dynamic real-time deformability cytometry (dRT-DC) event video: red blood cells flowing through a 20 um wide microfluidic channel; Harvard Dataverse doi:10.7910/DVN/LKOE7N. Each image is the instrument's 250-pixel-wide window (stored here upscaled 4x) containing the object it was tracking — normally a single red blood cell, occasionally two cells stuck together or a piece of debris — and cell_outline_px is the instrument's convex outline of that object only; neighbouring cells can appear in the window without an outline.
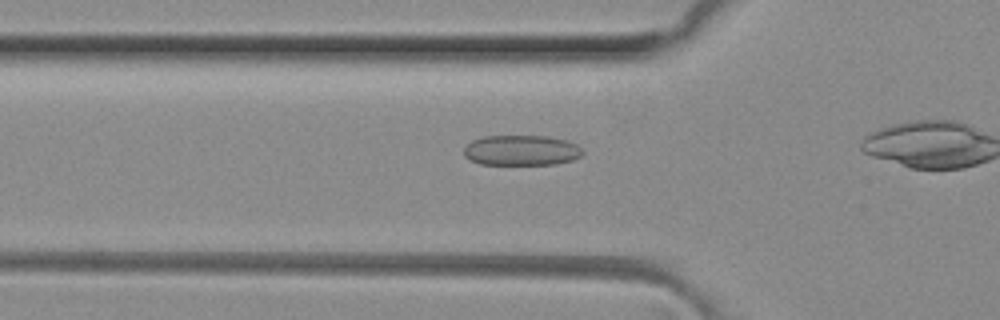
{"species": "common noctule bat (a hibernating species)", "species_latin": "Nyctalus noctula", "temperature_condition": "room temperature", "stored_images_in_passage": 18, "camera_frame_rate_fps": 3000, "um_per_image_px": 0.085, "animal": {"sex": "female", "body_mass_g": 29.2, "forearm_length_mm": 56.3}, "frame": {"image": 1, "passage_image": 13, "time_ms": 4.0, "image_size_px": [1000, 320], "cell_outline_px": [[584, 152], [580, 156], [572, 160], [556, 164], [480, 164], [468, 160], [464, 156], [464, 148], [472, 140], [484, 136], [548, 136], [568, 140], [576, 144]], "centroid_in_image_um": [44.31, 12.77], "position_along_channel_um": 81.5, "area_um2": 21.1}}
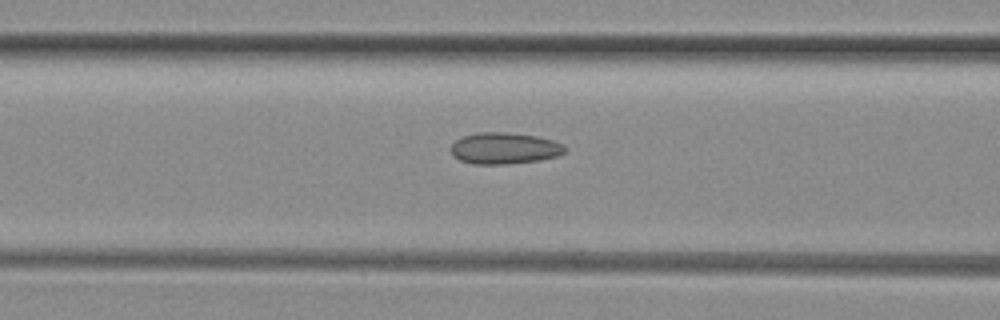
{"frame": {"image": 2, "passage_image": 16, "time_ms": 5.0, "image_size_px": [1000, 320], "cell_outline_px": [[568, 148], [564, 152], [556, 156], [540, 160], [508, 164], [472, 164], [460, 160], [452, 156], [448, 148], [456, 140], [464, 136], [480, 132], [508, 132], [536, 136], [552, 140], [564, 144]], "centroid_in_image_um": [42.85, 12.61], "position_along_channel_um": 123.7, "area_um2": 21.1}}